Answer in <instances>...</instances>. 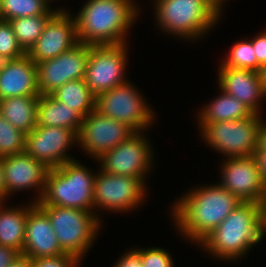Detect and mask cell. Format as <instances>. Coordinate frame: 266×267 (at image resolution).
<instances>
[{
  "mask_svg": "<svg viewBox=\"0 0 266 267\" xmlns=\"http://www.w3.org/2000/svg\"><path fill=\"white\" fill-rule=\"evenodd\" d=\"M198 187L173 202L171 209V218L181 236L197 246L242 203L218 183Z\"/></svg>",
  "mask_w": 266,
  "mask_h": 267,
  "instance_id": "6da1fadb",
  "label": "cell"
},
{
  "mask_svg": "<svg viewBox=\"0 0 266 267\" xmlns=\"http://www.w3.org/2000/svg\"><path fill=\"white\" fill-rule=\"evenodd\" d=\"M266 233L263 203L242 202L198 245L218 259H242Z\"/></svg>",
  "mask_w": 266,
  "mask_h": 267,
  "instance_id": "7a4b0ae2",
  "label": "cell"
},
{
  "mask_svg": "<svg viewBox=\"0 0 266 267\" xmlns=\"http://www.w3.org/2000/svg\"><path fill=\"white\" fill-rule=\"evenodd\" d=\"M135 3L133 0H87L74 17L78 42L90 46L127 43L128 30L140 11Z\"/></svg>",
  "mask_w": 266,
  "mask_h": 267,
  "instance_id": "3957f363",
  "label": "cell"
},
{
  "mask_svg": "<svg viewBox=\"0 0 266 267\" xmlns=\"http://www.w3.org/2000/svg\"><path fill=\"white\" fill-rule=\"evenodd\" d=\"M153 5L160 30L189 41L206 35L222 13L213 0H155Z\"/></svg>",
  "mask_w": 266,
  "mask_h": 267,
  "instance_id": "277c9868",
  "label": "cell"
},
{
  "mask_svg": "<svg viewBox=\"0 0 266 267\" xmlns=\"http://www.w3.org/2000/svg\"><path fill=\"white\" fill-rule=\"evenodd\" d=\"M96 173L72 160L57 168H50L38 205H55L94 211V183Z\"/></svg>",
  "mask_w": 266,
  "mask_h": 267,
  "instance_id": "5b68a950",
  "label": "cell"
},
{
  "mask_svg": "<svg viewBox=\"0 0 266 267\" xmlns=\"http://www.w3.org/2000/svg\"><path fill=\"white\" fill-rule=\"evenodd\" d=\"M39 206L50 218L61 250L82 260L97 239L102 219L92 211L55 205Z\"/></svg>",
  "mask_w": 266,
  "mask_h": 267,
  "instance_id": "8992f818",
  "label": "cell"
},
{
  "mask_svg": "<svg viewBox=\"0 0 266 267\" xmlns=\"http://www.w3.org/2000/svg\"><path fill=\"white\" fill-rule=\"evenodd\" d=\"M262 115L208 124L201 132L207 146L227 158L253 156L258 148Z\"/></svg>",
  "mask_w": 266,
  "mask_h": 267,
  "instance_id": "52a82bcc",
  "label": "cell"
},
{
  "mask_svg": "<svg viewBox=\"0 0 266 267\" xmlns=\"http://www.w3.org/2000/svg\"><path fill=\"white\" fill-rule=\"evenodd\" d=\"M138 91L134 84L127 81L100 93L96 97V110L103 116L126 124L134 132L144 133L155 123V114Z\"/></svg>",
  "mask_w": 266,
  "mask_h": 267,
  "instance_id": "ba28073f",
  "label": "cell"
},
{
  "mask_svg": "<svg viewBox=\"0 0 266 267\" xmlns=\"http://www.w3.org/2000/svg\"><path fill=\"white\" fill-rule=\"evenodd\" d=\"M127 44L88 45V61L85 81L97 97L100 93L125 84L127 65Z\"/></svg>",
  "mask_w": 266,
  "mask_h": 267,
  "instance_id": "9c48e42d",
  "label": "cell"
},
{
  "mask_svg": "<svg viewBox=\"0 0 266 267\" xmlns=\"http://www.w3.org/2000/svg\"><path fill=\"white\" fill-rule=\"evenodd\" d=\"M145 137L142 132H135L113 150L102 154L97 159L100 170L112 175L136 177L146 184V173L152 169L154 155L150 141Z\"/></svg>",
  "mask_w": 266,
  "mask_h": 267,
  "instance_id": "30bf717a",
  "label": "cell"
},
{
  "mask_svg": "<svg viewBox=\"0 0 266 267\" xmlns=\"http://www.w3.org/2000/svg\"><path fill=\"white\" fill-rule=\"evenodd\" d=\"M146 186L139 178L112 175L99 169L94 183V209L112 213L133 211L146 198Z\"/></svg>",
  "mask_w": 266,
  "mask_h": 267,
  "instance_id": "8fae6325",
  "label": "cell"
},
{
  "mask_svg": "<svg viewBox=\"0 0 266 267\" xmlns=\"http://www.w3.org/2000/svg\"><path fill=\"white\" fill-rule=\"evenodd\" d=\"M135 133L126 124L103 116L96 109L83 117L78 144L95 161Z\"/></svg>",
  "mask_w": 266,
  "mask_h": 267,
  "instance_id": "7c38bea8",
  "label": "cell"
},
{
  "mask_svg": "<svg viewBox=\"0 0 266 267\" xmlns=\"http://www.w3.org/2000/svg\"><path fill=\"white\" fill-rule=\"evenodd\" d=\"M221 166L219 185L242 202L266 204V182L253 156L227 158Z\"/></svg>",
  "mask_w": 266,
  "mask_h": 267,
  "instance_id": "4fadbf2b",
  "label": "cell"
},
{
  "mask_svg": "<svg viewBox=\"0 0 266 267\" xmlns=\"http://www.w3.org/2000/svg\"><path fill=\"white\" fill-rule=\"evenodd\" d=\"M87 61L88 45L79 42L57 57L37 63L40 95L51 94L66 82L84 79Z\"/></svg>",
  "mask_w": 266,
  "mask_h": 267,
  "instance_id": "5bb4252c",
  "label": "cell"
},
{
  "mask_svg": "<svg viewBox=\"0 0 266 267\" xmlns=\"http://www.w3.org/2000/svg\"><path fill=\"white\" fill-rule=\"evenodd\" d=\"M73 144H78V137L72 130L36 126L26 134L25 152L35 160L43 162L48 168H57L75 160L67 153Z\"/></svg>",
  "mask_w": 266,
  "mask_h": 267,
  "instance_id": "9a60e30c",
  "label": "cell"
},
{
  "mask_svg": "<svg viewBox=\"0 0 266 267\" xmlns=\"http://www.w3.org/2000/svg\"><path fill=\"white\" fill-rule=\"evenodd\" d=\"M64 9L59 8L50 17L37 42L27 53L35 64L55 58L79 43L74 16Z\"/></svg>",
  "mask_w": 266,
  "mask_h": 267,
  "instance_id": "2e32d148",
  "label": "cell"
},
{
  "mask_svg": "<svg viewBox=\"0 0 266 267\" xmlns=\"http://www.w3.org/2000/svg\"><path fill=\"white\" fill-rule=\"evenodd\" d=\"M5 177L6 199L9 195L21 190L37 189L36 200L38 203L42 197L46 177L50 168L43 162L35 160L26 152L1 157ZM38 197V198H37Z\"/></svg>",
  "mask_w": 266,
  "mask_h": 267,
  "instance_id": "e0dca14e",
  "label": "cell"
},
{
  "mask_svg": "<svg viewBox=\"0 0 266 267\" xmlns=\"http://www.w3.org/2000/svg\"><path fill=\"white\" fill-rule=\"evenodd\" d=\"M219 66L217 76L219 89L237 98L254 114L262 115L260 104L266 98V84L261 73L247 69L223 67L221 64Z\"/></svg>",
  "mask_w": 266,
  "mask_h": 267,
  "instance_id": "ac0fdd59",
  "label": "cell"
},
{
  "mask_svg": "<svg viewBox=\"0 0 266 267\" xmlns=\"http://www.w3.org/2000/svg\"><path fill=\"white\" fill-rule=\"evenodd\" d=\"M65 254L58 242L47 213L32 201L28 215L22 255L31 259Z\"/></svg>",
  "mask_w": 266,
  "mask_h": 267,
  "instance_id": "d6986e66",
  "label": "cell"
},
{
  "mask_svg": "<svg viewBox=\"0 0 266 267\" xmlns=\"http://www.w3.org/2000/svg\"><path fill=\"white\" fill-rule=\"evenodd\" d=\"M17 96H40L37 64L27 54L0 61V100Z\"/></svg>",
  "mask_w": 266,
  "mask_h": 267,
  "instance_id": "ffe728a7",
  "label": "cell"
},
{
  "mask_svg": "<svg viewBox=\"0 0 266 267\" xmlns=\"http://www.w3.org/2000/svg\"><path fill=\"white\" fill-rule=\"evenodd\" d=\"M83 116L51 94L40 95L37 106V126L61 127L79 134Z\"/></svg>",
  "mask_w": 266,
  "mask_h": 267,
  "instance_id": "44dd1931",
  "label": "cell"
},
{
  "mask_svg": "<svg viewBox=\"0 0 266 267\" xmlns=\"http://www.w3.org/2000/svg\"><path fill=\"white\" fill-rule=\"evenodd\" d=\"M212 100L208 105H204L196 116L201 131L210 123L245 119L254 114L241 101L222 90L219 96Z\"/></svg>",
  "mask_w": 266,
  "mask_h": 267,
  "instance_id": "7402d4cb",
  "label": "cell"
},
{
  "mask_svg": "<svg viewBox=\"0 0 266 267\" xmlns=\"http://www.w3.org/2000/svg\"><path fill=\"white\" fill-rule=\"evenodd\" d=\"M22 206L7 207L4 201H0V245L10 247L20 254L24 249L28 215V205Z\"/></svg>",
  "mask_w": 266,
  "mask_h": 267,
  "instance_id": "603a6c76",
  "label": "cell"
},
{
  "mask_svg": "<svg viewBox=\"0 0 266 267\" xmlns=\"http://www.w3.org/2000/svg\"><path fill=\"white\" fill-rule=\"evenodd\" d=\"M40 96H17L0 100V114L24 134L37 126V106Z\"/></svg>",
  "mask_w": 266,
  "mask_h": 267,
  "instance_id": "cb8c5ba5",
  "label": "cell"
},
{
  "mask_svg": "<svg viewBox=\"0 0 266 267\" xmlns=\"http://www.w3.org/2000/svg\"><path fill=\"white\" fill-rule=\"evenodd\" d=\"M51 95L79 112L83 117L96 109V96L86 84L85 79L66 82Z\"/></svg>",
  "mask_w": 266,
  "mask_h": 267,
  "instance_id": "d4e9b609",
  "label": "cell"
},
{
  "mask_svg": "<svg viewBox=\"0 0 266 267\" xmlns=\"http://www.w3.org/2000/svg\"><path fill=\"white\" fill-rule=\"evenodd\" d=\"M51 2L50 0H1L0 19L9 21L22 17L53 15L58 9L51 10Z\"/></svg>",
  "mask_w": 266,
  "mask_h": 267,
  "instance_id": "484cf974",
  "label": "cell"
},
{
  "mask_svg": "<svg viewBox=\"0 0 266 267\" xmlns=\"http://www.w3.org/2000/svg\"><path fill=\"white\" fill-rule=\"evenodd\" d=\"M52 15H37L9 20L21 48L28 53L42 34Z\"/></svg>",
  "mask_w": 266,
  "mask_h": 267,
  "instance_id": "4316f807",
  "label": "cell"
},
{
  "mask_svg": "<svg viewBox=\"0 0 266 267\" xmlns=\"http://www.w3.org/2000/svg\"><path fill=\"white\" fill-rule=\"evenodd\" d=\"M229 53L220 63L223 67L247 69L258 72V61L250 40H240L234 43Z\"/></svg>",
  "mask_w": 266,
  "mask_h": 267,
  "instance_id": "83f0119b",
  "label": "cell"
},
{
  "mask_svg": "<svg viewBox=\"0 0 266 267\" xmlns=\"http://www.w3.org/2000/svg\"><path fill=\"white\" fill-rule=\"evenodd\" d=\"M26 134L13 127L0 114V157L25 152Z\"/></svg>",
  "mask_w": 266,
  "mask_h": 267,
  "instance_id": "f1b7e54d",
  "label": "cell"
},
{
  "mask_svg": "<svg viewBox=\"0 0 266 267\" xmlns=\"http://www.w3.org/2000/svg\"><path fill=\"white\" fill-rule=\"evenodd\" d=\"M26 54L19 45L10 22L0 19V61L18 59Z\"/></svg>",
  "mask_w": 266,
  "mask_h": 267,
  "instance_id": "f546056e",
  "label": "cell"
},
{
  "mask_svg": "<svg viewBox=\"0 0 266 267\" xmlns=\"http://www.w3.org/2000/svg\"><path fill=\"white\" fill-rule=\"evenodd\" d=\"M140 256L143 267H174L172 256L163 248H141Z\"/></svg>",
  "mask_w": 266,
  "mask_h": 267,
  "instance_id": "4dcf8cb0",
  "label": "cell"
},
{
  "mask_svg": "<svg viewBox=\"0 0 266 267\" xmlns=\"http://www.w3.org/2000/svg\"><path fill=\"white\" fill-rule=\"evenodd\" d=\"M31 260L32 267H78L81 265V259L67 253L56 256L39 257Z\"/></svg>",
  "mask_w": 266,
  "mask_h": 267,
  "instance_id": "1f68e13d",
  "label": "cell"
},
{
  "mask_svg": "<svg viewBox=\"0 0 266 267\" xmlns=\"http://www.w3.org/2000/svg\"><path fill=\"white\" fill-rule=\"evenodd\" d=\"M255 56L258 61V72L266 65V32H261L258 36L251 38Z\"/></svg>",
  "mask_w": 266,
  "mask_h": 267,
  "instance_id": "d6a6232c",
  "label": "cell"
},
{
  "mask_svg": "<svg viewBox=\"0 0 266 267\" xmlns=\"http://www.w3.org/2000/svg\"><path fill=\"white\" fill-rule=\"evenodd\" d=\"M113 267H143L140 249L131 248L129 251L126 250V253L122 257L120 256L119 261Z\"/></svg>",
  "mask_w": 266,
  "mask_h": 267,
  "instance_id": "836d02e7",
  "label": "cell"
},
{
  "mask_svg": "<svg viewBox=\"0 0 266 267\" xmlns=\"http://www.w3.org/2000/svg\"><path fill=\"white\" fill-rule=\"evenodd\" d=\"M19 255L18 251L0 245V267H8Z\"/></svg>",
  "mask_w": 266,
  "mask_h": 267,
  "instance_id": "e575fe53",
  "label": "cell"
},
{
  "mask_svg": "<svg viewBox=\"0 0 266 267\" xmlns=\"http://www.w3.org/2000/svg\"><path fill=\"white\" fill-rule=\"evenodd\" d=\"M253 157L257 162L262 179L266 182V150H256Z\"/></svg>",
  "mask_w": 266,
  "mask_h": 267,
  "instance_id": "d590c367",
  "label": "cell"
},
{
  "mask_svg": "<svg viewBox=\"0 0 266 267\" xmlns=\"http://www.w3.org/2000/svg\"><path fill=\"white\" fill-rule=\"evenodd\" d=\"M8 267H32V260L20 254Z\"/></svg>",
  "mask_w": 266,
  "mask_h": 267,
  "instance_id": "8d00e7d4",
  "label": "cell"
},
{
  "mask_svg": "<svg viewBox=\"0 0 266 267\" xmlns=\"http://www.w3.org/2000/svg\"><path fill=\"white\" fill-rule=\"evenodd\" d=\"M256 150H266V120L262 122L260 133H259V143Z\"/></svg>",
  "mask_w": 266,
  "mask_h": 267,
  "instance_id": "74e56055",
  "label": "cell"
},
{
  "mask_svg": "<svg viewBox=\"0 0 266 267\" xmlns=\"http://www.w3.org/2000/svg\"><path fill=\"white\" fill-rule=\"evenodd\" d=\"M5 177H4V169L2 165V160L0 157V201L6 202V192H5Z\"/></svg>",
  "mask_w": 266,
  "mask_h": 267,
  "instance_id": "f35d334b",
  "label": "cell"
},
{
  "mask_svg": "<svg viewBox=\"0 0 266 267\" xmlns=\"http://www.w3.org/2000/svg\"><path fill=\"white\" fill-rule=\"evenodd\" d=\"M220 8L221 10H223L224 8H222L224 6L223 3L226 2V0H213Z\"/></svg>",
  "mask_w": 266,
  "mask_h": 267,
  "instance_id": "ab89813d",
  "label": "cell"
},
{
  "mask_svg": "<svg viewBox=\"0 0 266 267\" xmlns=\"http://www.w3.org/2000/svg\"><path fill=\"white\" fill-rule=\"evenodd\" d=\"M261 75H262V78H263V81L265 82L266 84V65L262 68L261 70Z\"/></svg>",
  "mask_w": 266,
  "mask_h": 267,
  "instance_id": "60d3db41",
  "label": "cell"
}]
</instances>
